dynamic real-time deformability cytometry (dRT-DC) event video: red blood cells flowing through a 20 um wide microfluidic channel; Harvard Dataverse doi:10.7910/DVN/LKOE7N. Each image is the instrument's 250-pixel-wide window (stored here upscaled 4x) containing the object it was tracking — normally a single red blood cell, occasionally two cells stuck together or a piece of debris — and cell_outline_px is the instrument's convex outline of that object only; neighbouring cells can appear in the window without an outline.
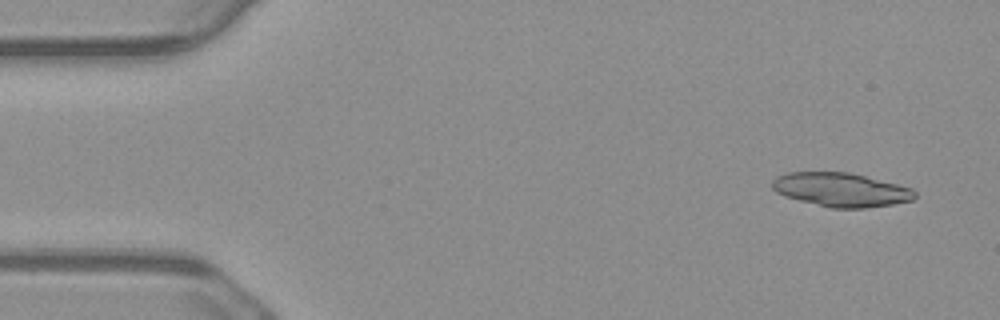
{"species": "common noctule bat (a hibernating species)", "species_latin": "Nyctalus noctula", "temperature_condition": "warm", "stored_images_in_passage": 54, "segment_of_instrument_passage": [1, 2], "camera_frame_rate_fps": 3000, "um_per_image_px": 0.085, "animal": {"sex": "male", "body_mass_g": 23.1, "forearm_length_mm": 52.7}, "frame": {"image": 1, "passage_image": 3, "time_ms": 0.667, "image_size_px": [1000, 320], "cell_outline_px": [[916, 196], [912, 200], [892, 204], [864, 208], [828, 208], [784, 196], [776, 192], [772, 188], [772, 180], [776, 176], [788, 172], [848, 172], [912, 188], [916, 192]], "centroid_in_image_um": [71.44, 16.13], "position_along_channel_um": 13.6, "area_um2": 28.09}}